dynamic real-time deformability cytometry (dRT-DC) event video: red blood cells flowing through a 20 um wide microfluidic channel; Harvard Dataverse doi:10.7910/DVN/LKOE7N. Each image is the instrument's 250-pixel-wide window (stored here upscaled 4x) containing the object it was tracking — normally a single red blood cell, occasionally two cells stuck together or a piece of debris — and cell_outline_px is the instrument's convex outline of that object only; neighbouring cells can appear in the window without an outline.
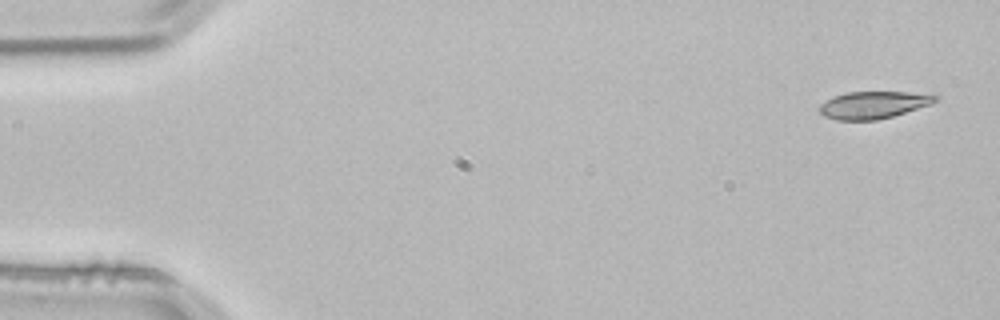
{"species": "common noctule bat (a hibernating species)", "species_latin": "Nyctalus noctula", "temperature_condition": "room temperature", "stored_images_in_passage": 4, "camera_frame_rate_fps": 3000, "um_per_image_px": 0.085, "animal": {"sex": "male", "body_mass_g": 21.5, "forearm_length_mm": 52.0}, "frame": {"image": 1, "passage_image": 1, "time_ms": 0.0, "image_size_px": [1000, 320], "cell_outline_px": [[940, 96], [936, 100], [928, 104], [892, 116], [876, 120], [836, 120], [824, 116], [816, 108], [820, 104], [836, 96], [848, 92], [908, 92]], "centroid_in_image_um": [74.16, 8.92], "position_along_channel_um": 10.8, "area_um2": 17.98}}
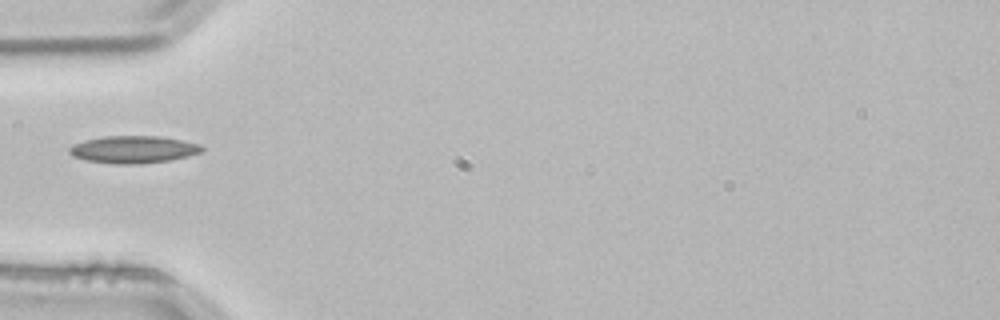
{"frame": {"image": 2, "passage_image": 4, "time_ms": 1.0, "image_size_px": [1000, 320], "cell_outline_px": [[204, 148], [200, 152], [188, 156], [168, 160], [136, 164], [116, 164], [88, 160], [72, 156], [68, 152], [68, 148], [72, 144], [84, 140], [104, 136], [156, 136], [180, 140], [200, 144]], "centroid_in_image_um": [11.29, 12.7], "position_along_channel_um": 73.7, "area_um2": 20.92}}